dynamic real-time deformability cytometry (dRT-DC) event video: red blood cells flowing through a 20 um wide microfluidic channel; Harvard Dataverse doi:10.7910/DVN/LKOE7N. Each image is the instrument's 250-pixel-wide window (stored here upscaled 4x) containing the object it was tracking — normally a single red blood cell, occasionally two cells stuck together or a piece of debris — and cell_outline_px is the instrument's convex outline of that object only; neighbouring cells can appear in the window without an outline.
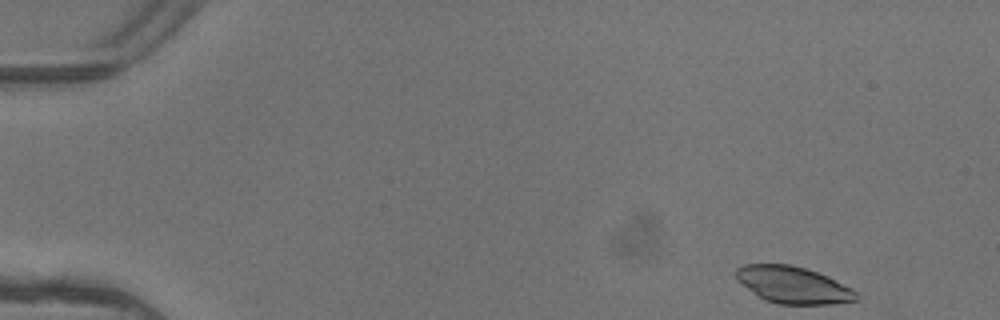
{"species": "common noctule bat (a hibernating species)", "species_latin": "Nyctalus noctula", "temperature_condition": "warm", "stored_images_in_passage": 5, "camera_frame_rate_fps": 3000, "um_per_image_px": 0.085, "animal": {"sex": "female"}, "frame": {"image": 1, "passage_image": 1, "time_ms": 0.0, "image_size_px": [1000, 320], "cell_outline_px": [[856, 300], [832, 304], [776, 304], [764, 300], [736, 280], [736, 268], [744, 264], [788, 264], [804, 268], [828, 276], [852, 288], [856, 292]], "centroid_in_image_um": [67.39, 24.22], "position_along_channel_um": 17.6, "area_um2": 25.72}}
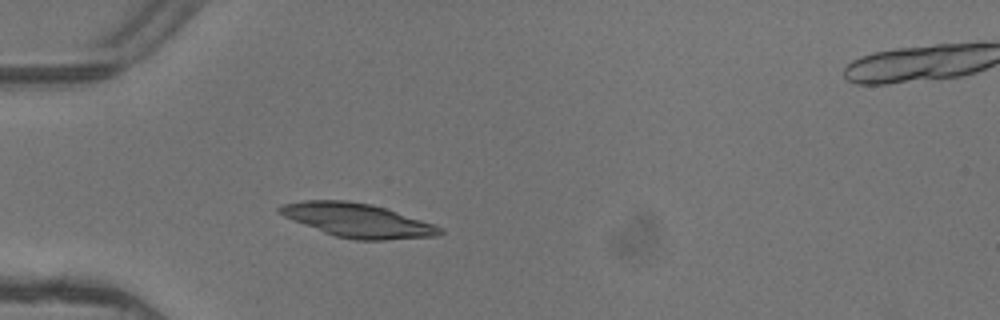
{"frame": {"image": 2, "passage_image": 4, "time_ms": 1.0, "image_size_px": [1000, 320], "cell_outline_px": [[444, 232], [436, 236], [384, 240], [356, 240], [336, 236], [324, 232], [292, 220], [276, 212], [276, 208], [284, 204], [304, 200], [348, 200], [372, 204], [444, 228]], "centroid_in_image_um": [30.35, 18.72], "position_along_channel_um": 54.6, "area_um2": 31.33}}